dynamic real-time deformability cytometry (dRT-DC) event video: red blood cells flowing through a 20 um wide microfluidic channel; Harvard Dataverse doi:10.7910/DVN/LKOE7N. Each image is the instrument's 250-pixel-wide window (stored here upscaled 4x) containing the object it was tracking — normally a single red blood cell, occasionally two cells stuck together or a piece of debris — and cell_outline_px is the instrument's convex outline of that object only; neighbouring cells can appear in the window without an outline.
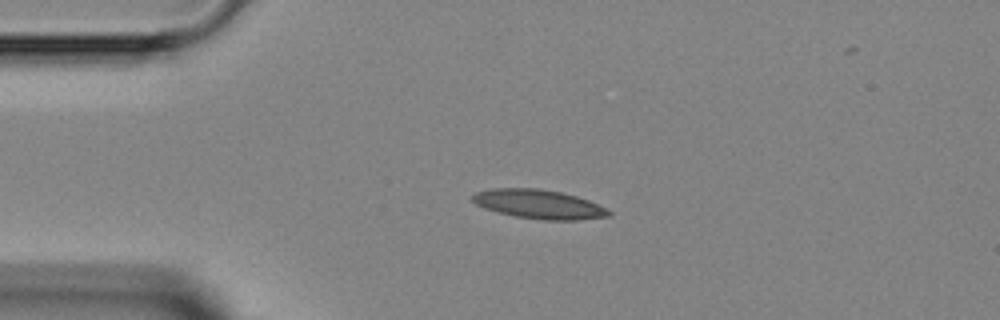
{"species": "Egyptian fruit bat (a non-hibernating species)", "species_latin": "Rousettus aegyptiacus", "temperature_condition": "room temperature", "stored_images_in_passage": 4, "camera_frame_rate_fps": 3000, "um_per_image_px": 0.085, "animal": {"sex": "female"}, "frame": {"image": 1, "passage_image": 1, "time_ms": 0.0, "image_size_px": [1000, 320], "cell_outline_px": [[612, 216], [576, 220], [544, 220], [516, 216], [496, 212], [484, 208], [476, 204], [472, 200], [472, 196], [476, 192], [492, 188], [540, 188], [560, 192], [576, 196], [588, 200], [608, 208], [612, 212]], "centroid_in_image_um": [45.83, 17.36], "position_along_channel_um": 39.2, "area_um2": 23.18}}
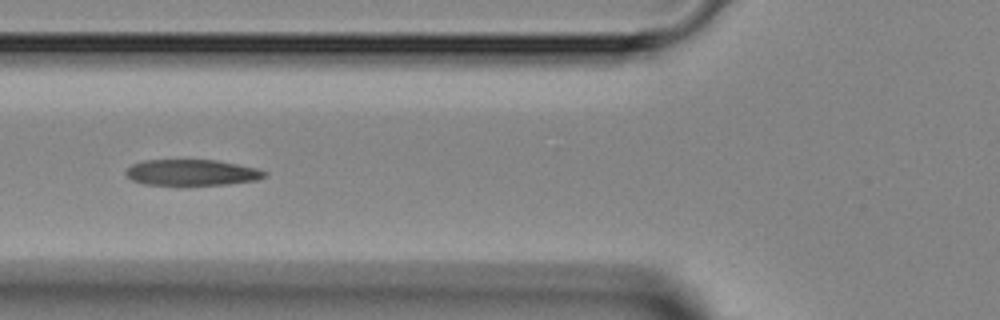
{"frame": {"image": 2, "passage_image": 3, "time_ms": 2.333, "image_size_px": [1000, 320], "cell_outline_px": [[264, 176], [256, 180], [224, 184], [144, 184], [132, 180], [124, 172], [132, 164], [144, 160], [216, 160], [256, 168], [264, 172]], "centroid_in_image_um": [16.24, 14.65], "position_along_channel_um": 109.6, "area_um2": 20.46}}
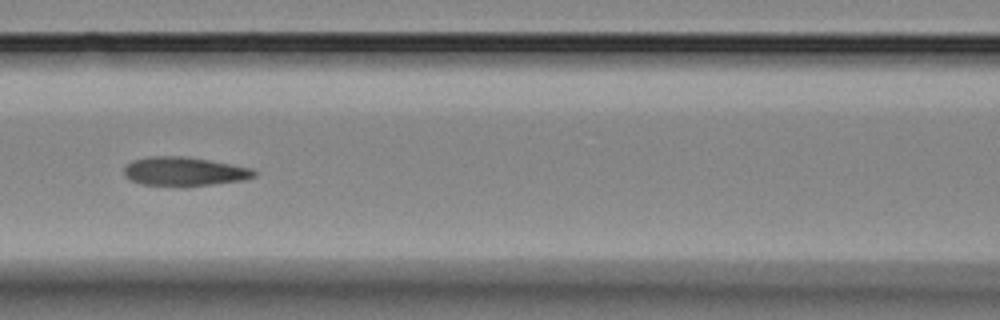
{"frame": {"image": 3, "passage_image": 4, "time_ms": 3.333, "image_size_px": [1000, 320], "cell_outline_px": [[256, 176], [244, 180], [176, 188], [140, 184], [128, 180], [124, 176], [124, 168], [132, 160], [148, 156], [184, 156], [208, 160], [252, 168], [256, 172]], "centroid_in_image_um": [15.6, 14.6], "position_along_channel_um": 151.0, "area_um2": 22.37}}